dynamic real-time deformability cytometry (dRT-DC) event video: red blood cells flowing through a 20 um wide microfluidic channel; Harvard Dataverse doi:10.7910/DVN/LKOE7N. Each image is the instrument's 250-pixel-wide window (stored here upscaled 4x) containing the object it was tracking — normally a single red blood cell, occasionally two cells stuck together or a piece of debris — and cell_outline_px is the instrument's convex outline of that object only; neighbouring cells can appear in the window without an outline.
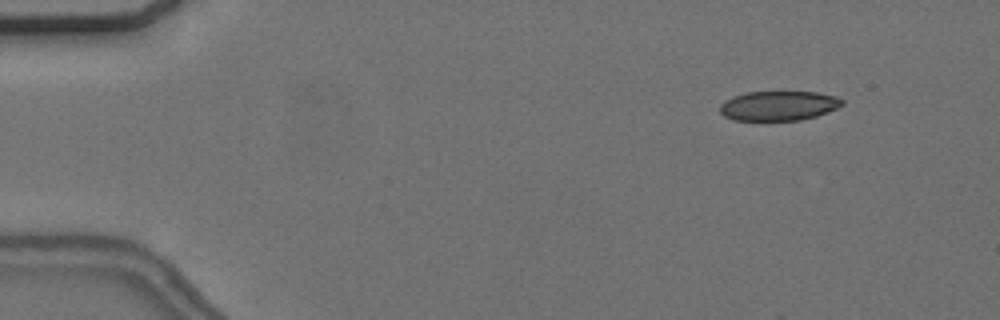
{"species": "common noctule bat (a hibernating species)", "species_latin": "Nyctalus noctula", "temperature_condition": "cold", "stored_images_in_passage": 23, "camera_frame_rate_fps": 3000, "um_per_image_px": 0.085, "animal": {"sex": "female", "body_mass_g": 24.6, "forearm_length_mm": 56.2}, "frame": {"image": 1, "passage_image": 6, "time_ms": 1.667, "image_size_px": [1000, 320], "cell_outline_px": [[844, 104], [828, 112], [816, 116], [800, 120], [732, 120], [724, 116], [720, 112], [720, 104], [724, 100], [732, 96], [748, 92], [816, 92], [836, 96], [844, 100]], "centroid_in_image_um": [66.17, 8.99], "position_along_channel_um": 18.8, "area_um2": 21.15}}
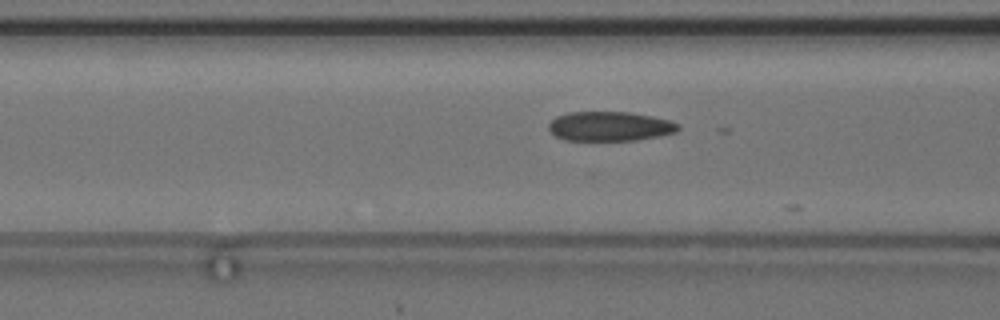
{"frame": {"image": 2, "passage_image": 22, "time_ms": 7.0, "image_size_px": [1000, 320], "cell_outline_px": [[680, 128], [676, 132], [660, 136], [636, 140], [564, 140], [556, 136], [548, 128], [548, 124], [556, 116], [568, 112], [628, 112], [652, 116], [668, 120], [680, 124]], "centroid_in_image_um": [51.84, 10.73], "position_along_channel_um": 114.8, "area_um2": 22.25}}